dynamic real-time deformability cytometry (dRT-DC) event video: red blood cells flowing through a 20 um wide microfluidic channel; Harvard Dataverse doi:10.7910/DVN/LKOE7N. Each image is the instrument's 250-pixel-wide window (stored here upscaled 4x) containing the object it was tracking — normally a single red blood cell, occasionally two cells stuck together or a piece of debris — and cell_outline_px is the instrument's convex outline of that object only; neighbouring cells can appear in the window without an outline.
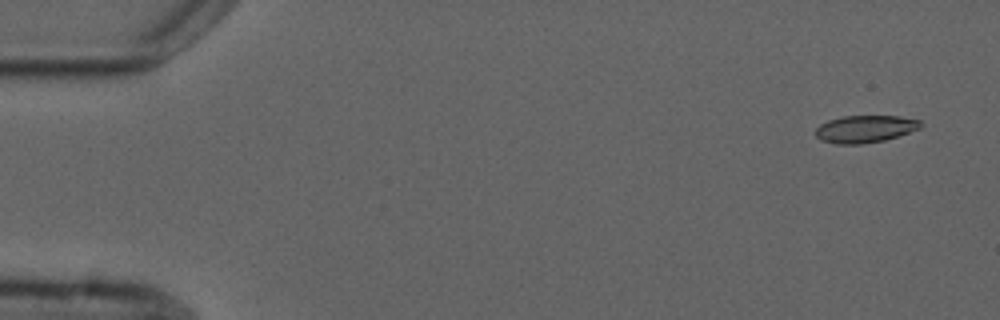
{"species": "common noctule bat (a hibernating species)", "species_latin": "Nyctalus noctula", "temperature_condition": "cold", "stored_images_in_passage": 4, "camera_frame_rate_fps": 3000, "um_per_image_px": 0.085, "animal": {"sex": "male", "forearm_length_mm": 52.5}, "frame": {"image": 1, "passage_image": 1, "time_ms": 0.0, "image_size_px": [1000, 320], "cell_outline_px": [[924, 124], [920, 128], [884, 140], [860, 144], [836, 144], [820, 140], [816, 136], [816, 128], [820, 124], [828, 120], [844, 116], [900, 116], [920, 120]], "centroid_in_image_um": [73.52, 10.95], "position_along_channel_um": 11.5, "area_um2": 16.65}}